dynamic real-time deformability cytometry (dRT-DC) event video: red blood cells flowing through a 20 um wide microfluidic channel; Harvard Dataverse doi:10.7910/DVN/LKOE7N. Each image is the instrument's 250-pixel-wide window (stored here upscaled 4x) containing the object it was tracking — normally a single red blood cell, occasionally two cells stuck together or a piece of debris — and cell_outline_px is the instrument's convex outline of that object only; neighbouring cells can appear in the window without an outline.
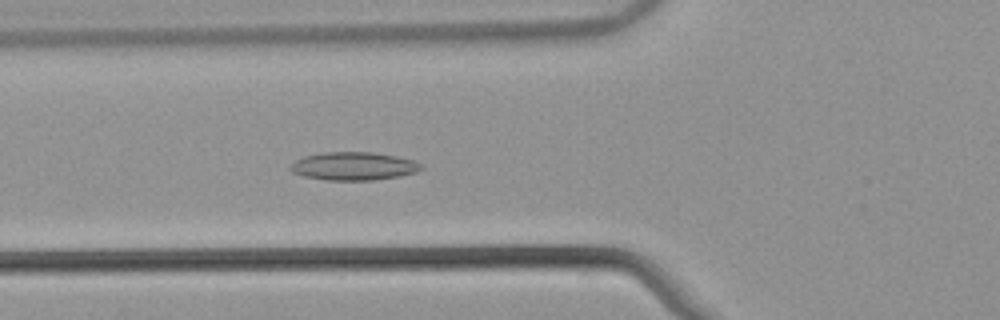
{"species": "common noctule bat (a hibernating species)", "species_latin": "Nyctalus noctula", "temperature_condition": "warm", "stored_images_in_passage": 43, "camera_frame_rate_fps": 3000, "um_per_image_px": 0.085, "animal": {"sex": "male", "body_mass_g": 21.5, "forearm_length_mm": 52.0}, "frame": {"image": 1, "passage_image": 10, "time_ms": 3.0, "image_size_px": [1000, 320], "cell_outline_px": [[424, 168], [416, 172], [400, 176], [372, 180], [328, 180], [304, 176], [292, 172], [288, 168], [296, 160], [304, 156], [320, 152], [372, 152], [396, 156], [412, 160], [424, 164]], "centroid_in_image_um": [30.07, 14.12], "position_along_channel_um": 95.7, "area_um2": 21.5}}
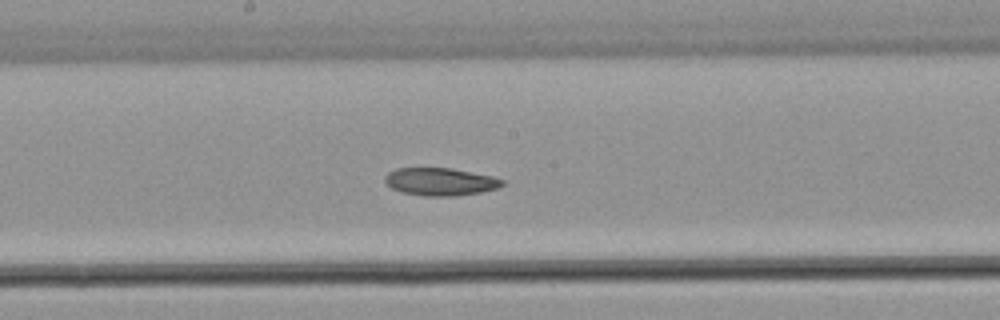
{"frame": {"image": 2, "passage_image": 19, "time_ms": 6.0, "image_size_px": [1000, 320], "cell_outline_px": [[504, 184], [496, 188], [480, 192], [456, 196], [424, 196], [400, 192], [392, 188], [384, 180], [384, 176], [388, 172], [396, 168], [452, 168], [492, 176], [504, 180]], "centroid_in_image_um": [37.4, 15.44], "position_along_channel_um": 210.8, "area_um2": 18.96}}
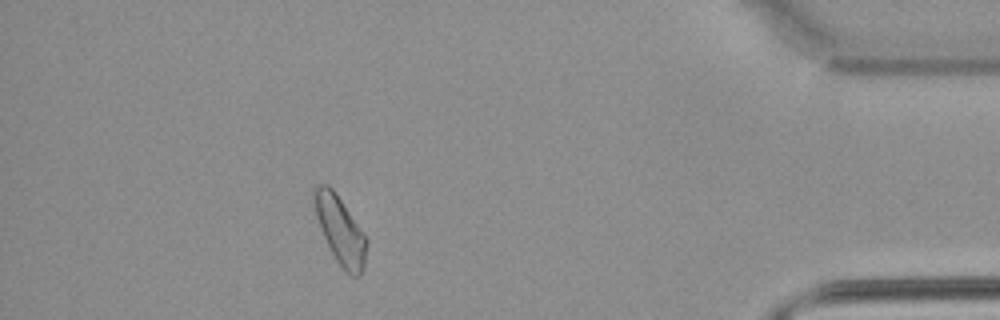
{"frame": {"image": 3, "passage_image": 38, "time_ms": 12.333, "image_size_px": [1000, 320], "cell_outline_px": [[368, 240], [364, 268], [360, 276], [352, 276], [344, 272], [336, 260], [324, 236], [316, 216], [312, 204], [312, 188], [316, 184], [328, 184], [336, 192]], "centroid_in_image_um": [28.9, 19.54], "position_along_channel_um": 406.3, "area_um2": 20.87}}